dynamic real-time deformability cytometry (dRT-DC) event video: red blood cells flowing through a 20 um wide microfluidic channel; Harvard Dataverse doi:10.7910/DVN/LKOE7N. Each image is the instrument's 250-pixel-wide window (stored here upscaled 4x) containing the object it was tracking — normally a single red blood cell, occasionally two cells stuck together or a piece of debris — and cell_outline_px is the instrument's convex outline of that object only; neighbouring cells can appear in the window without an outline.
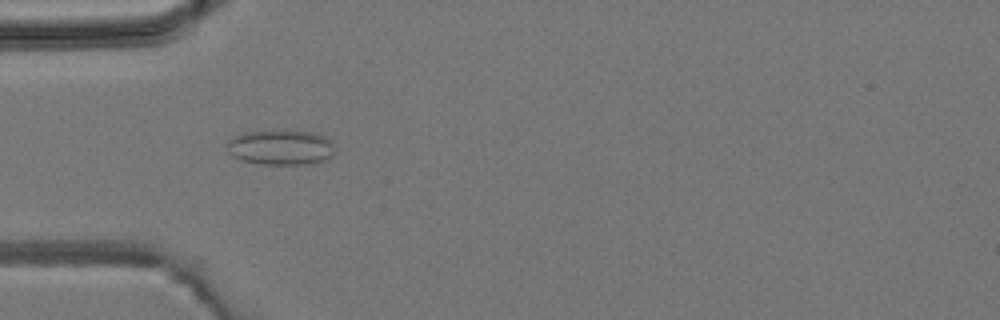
{"species": "common noctule bat (a hibernating species)", "species_latin": "Nyctalus noctula", "temperature_condition": "room temperature", "stored_images_in_passage": 6, "camera_frame_rate_fps": 3000, "um_per_image_px": 0.085, "animal": {"sex": "male", "body_mass_g": 19.2, "forearm_length_mm": 51.8}, "frame": {"image": 1, "passage_image": 3, "time_ms": 2.333, "image_size_px": [1000, 320], "cell_outline_px": [[332, 156], [324, 160], [312, 164], [260, 164], [240, 160], [232, 156], [228, 152], [228, 140], [232, 136], [244, 132], [276, 128], [312, 132], [324, 136], [332, 140]], "centroid_in_image_um": [23.82, 12.49], "position_along_channel_um": 61.2, "area_um2": 22.72}}
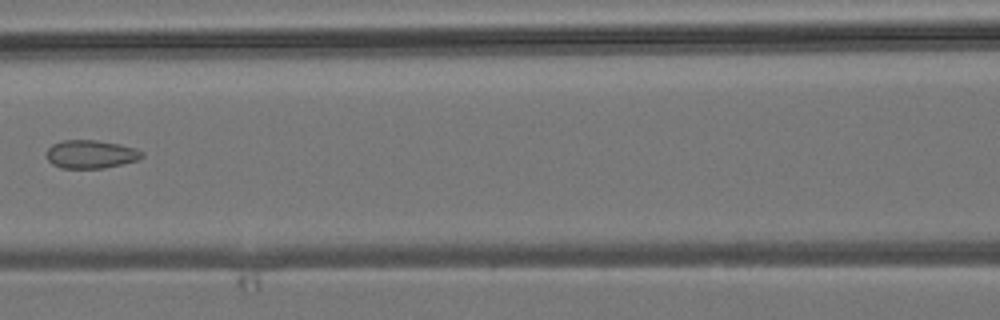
{"frame": {"image": 2, "passage_image": 5, "time_ms": 4.667, "image_size_px": [1000, 320], "cell_outline_px": [[144, 156], [136, 160], [104, 168], [60, 168], [52, 164], [44, 156], [44, 152], [52, 144], [64, 140], [96, 140], [120, 144], [136, 148], [144, 152]], "centroid_in_image_um": [7.68, 13.1], "position_along_channel_um": 158.9, "area_um2": 15.9}}
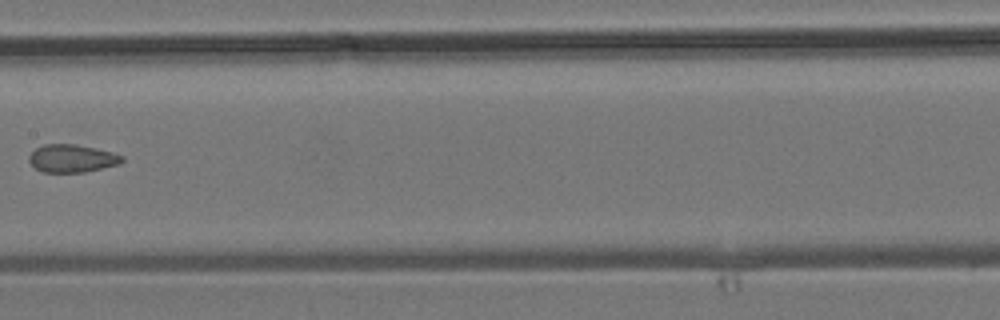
{"frame": {"image": 3, "passage_image": 6, "time_ms": 5.667, "image_size_px": [1000, 320], "cell_outline_px": [[124, 160], [120, 164], [84, 172], [44, 172], [36, 168], [28, 160], [28, 156], [36, 148], [44, 144], [76, 144], [96, 148], [112, 152], [124, 156]], "centroid_in_image_um": [6.14, 13.46], "position_along_channel_um": 201.3, "area_um2": 15.09}}